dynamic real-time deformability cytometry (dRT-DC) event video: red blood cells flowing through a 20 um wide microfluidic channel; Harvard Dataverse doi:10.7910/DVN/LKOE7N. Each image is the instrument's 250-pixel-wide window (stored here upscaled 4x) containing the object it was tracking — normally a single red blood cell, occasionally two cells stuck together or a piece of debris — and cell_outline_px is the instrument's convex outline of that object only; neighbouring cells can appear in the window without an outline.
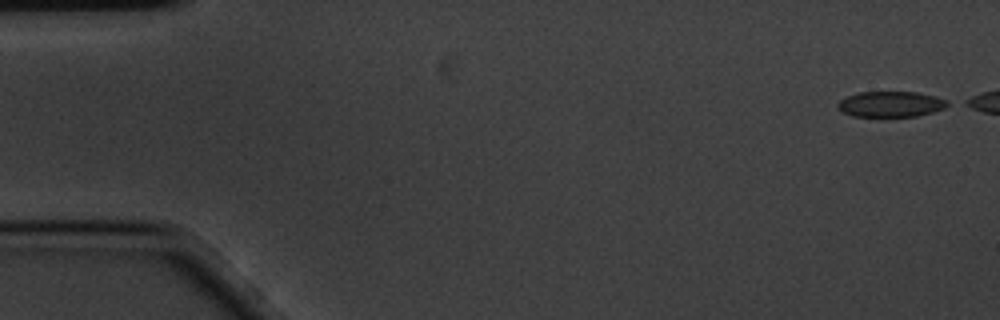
{"species": "common noctule bat (a hibernating species)", "species_latin": "Nyctalus noctula", "temperature_condition": "cold", "stored_images_in_passage": 6, "camera_frame_rate_fps": 3000, "um_per_image_px": 0.085, "animal": {"sex": "male", "body_mass_g": 20.1, "forearm_length_mm": 53.5}, "frame": {"image": 1, "passage_image": 1, "time_ms": 0.0, "image_size_px": [1000, 320], "cell_outline_px": [[952, 104], [944, 108], [932, 112], [916, 116], [852, 116], [836, 108], [836, 104], [840, 100], [848, 96], [860, 92], [916, 92], [936, 96], [948, 100]], "centroid_in_image_um": [75.74, 8.85], "position_along_channel_um": 9.3, "area_um2": 16.42}}